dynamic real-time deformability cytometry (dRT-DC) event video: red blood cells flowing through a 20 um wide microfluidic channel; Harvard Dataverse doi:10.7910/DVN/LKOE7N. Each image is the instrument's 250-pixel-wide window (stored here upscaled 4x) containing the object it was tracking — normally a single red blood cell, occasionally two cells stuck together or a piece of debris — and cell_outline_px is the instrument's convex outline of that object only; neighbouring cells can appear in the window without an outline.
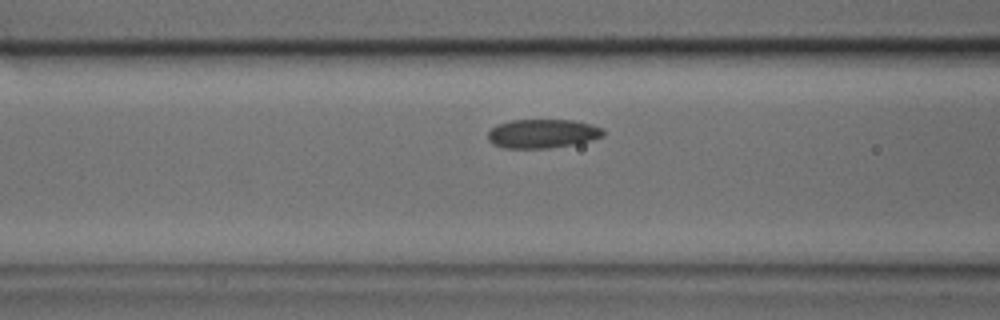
{"species": "common noctule bat (a hibernating species)", "species_latin": "Nyctalus noctula", "temperature_condition": "cold", "stored_images_in_passage": 29, "camera_frame_rate_fps": 3000, "um_per_image_px": 0.085, "animal": {"sex": "male", "body_mass_g": 17.9, "forearm_length_mm": 54.2}, "frame": {"image": 1, "passage_image": 6, "time_ms": 1.667, "image_size_px": [1000, 320], "cell_outline_px": [[604, 136], [592, 140], [572, 144], [548, 148], [504, 148], [492, 144], [488, 140], [488, 132], [496, 124], [512, 120], [572, 120], [592, 124], [604, 128]], "centroid_in_image_um": [46.11, 11.35], "position_along_channel_um": 120.5, "area_um2": 19.54}}
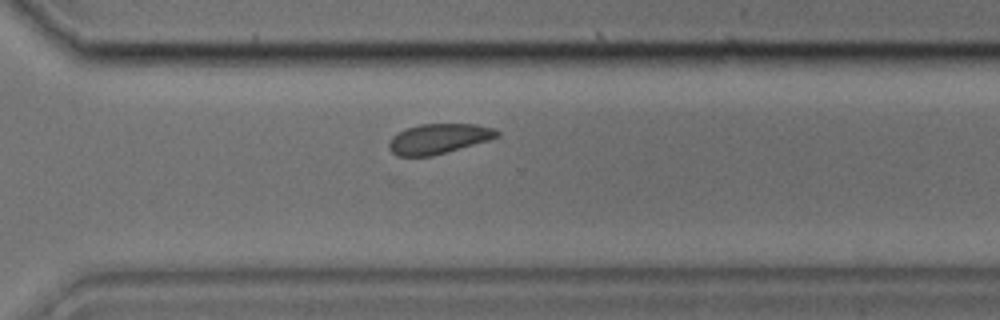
{"frame": {"image": 2, "passage_image": 19, "time_ms": 6.0, "image_size_px": [1000, 320], "cell_outline_px": [[500, 136], [488, 140], [432, 156], [396, 156], [388, 148], [388, 144], [392, 136], [404, 128], [420, 124], [476, 124], [496, 128], [500, 132]], "centroid_in_image_um": [37.27, 11.78], "position_along_channel_um": 333.3, "area_um2": 19.02}}
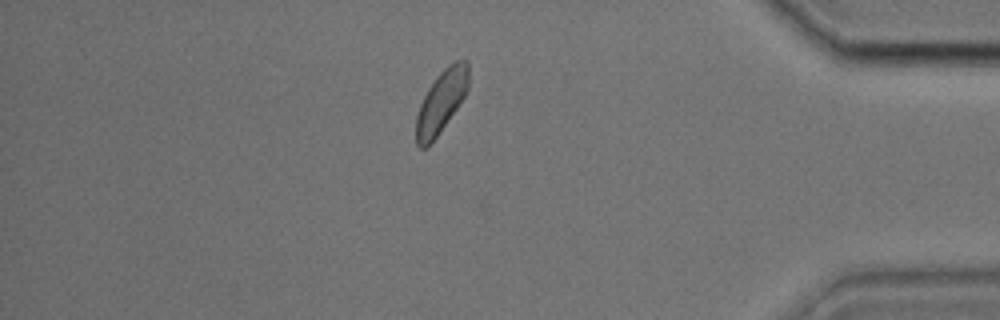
{"frame": {"image": 3, "passage_image": 25, "time_ms": 8.0, "image_size_px": [1000, 320], "cell_outline_px": [[468, 88], [464, 96], [456, 108], [428, 148], [420, 148], [416, 144], [416, 116], [420, 104], [428, 88], [436, 76], [448, 64], [456, 60], [468, 60]], "centroid_in_image_um": [37.49, 8.63], "position_along_channel_um": 397.7, "area_um2": 18.9}}